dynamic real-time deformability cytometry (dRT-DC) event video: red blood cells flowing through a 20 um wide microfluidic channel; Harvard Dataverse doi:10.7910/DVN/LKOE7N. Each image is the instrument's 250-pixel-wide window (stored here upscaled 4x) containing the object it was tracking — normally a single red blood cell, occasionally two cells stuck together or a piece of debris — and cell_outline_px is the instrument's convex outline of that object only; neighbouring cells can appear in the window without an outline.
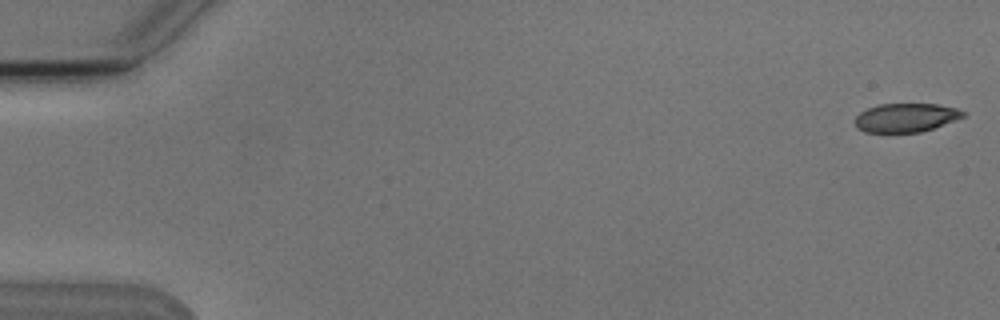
{"species": "Egyptian fruit bat (a non-hibernating species)", "species_latin": "Rousettus aegyptiacus", "temperature_condition": "cold", "stored_images_in_passage": 10, "camera_frame_rate_fps": 3000, "um_per_image_px": 0.085, "animal": {"sex": "male"}, "frame": {"image": 1, "passage_image": 1, "time_ms": 0.0, "image_size_px": [1000, 320], "cell_outline_px": [[968, 112], [964, 116], [956, 120], [920, 132], [864, 132], [856, 128], [852, 120], [860, 112], [868, 108], [880, 104], [936, 104], [956, 108]], "centroid_in_image_um": [76.97, 10.0], "position_along_channel_um": 8.0, "area_um2": 18.21}}
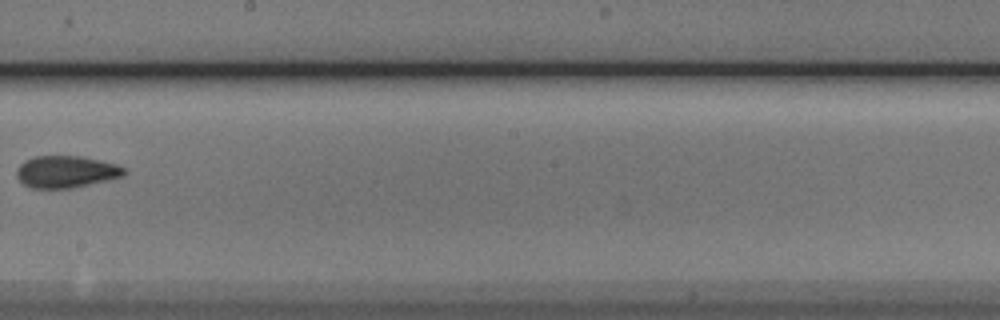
{"frame": {"image": 2, "passage_image": 9, "time_ms": 10.333, "image_size_px": [1000, 320], "cell_outline_px": [[128, 172], [124, 176], [108, 180], [72, 188], [32, 188], [24, 184], [16, 176], [16, 168], [24, 160], [36, 156], [80, 156], [100, 160], [116, 164], [124, 168]], "centroid_in_image_um": [5.62, 14.59], "position_along_channel_um": 242.6, "area_um2": 20.11}}
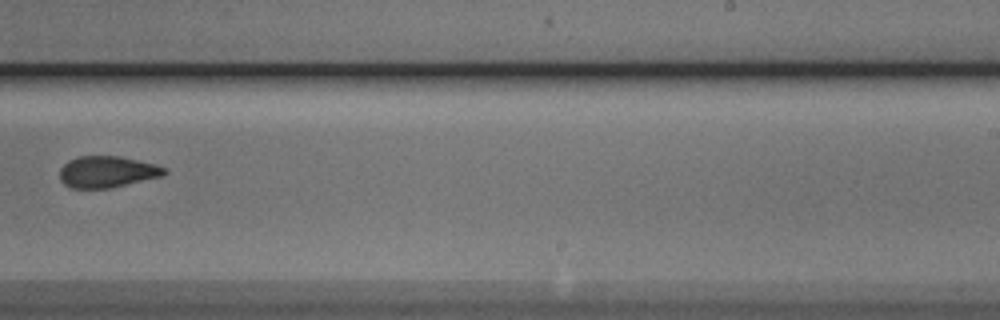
{"frame": {"image": 3, "passage_image": 10, "time_ms": 11.333, "image_size_px": [1000, 320], "cell_outline_px": [[168, 172], [160, 176], [108, 188], [72, 188], [64, 184], [60, 180], [60, 168], [68, 160], [76, 156], [120, 156], [156, 164], [168, 168]], "centroid_in_image_um": [9.09, 14.59], "position_along_channel_um": 279.9, "area_um2": 19.13}}